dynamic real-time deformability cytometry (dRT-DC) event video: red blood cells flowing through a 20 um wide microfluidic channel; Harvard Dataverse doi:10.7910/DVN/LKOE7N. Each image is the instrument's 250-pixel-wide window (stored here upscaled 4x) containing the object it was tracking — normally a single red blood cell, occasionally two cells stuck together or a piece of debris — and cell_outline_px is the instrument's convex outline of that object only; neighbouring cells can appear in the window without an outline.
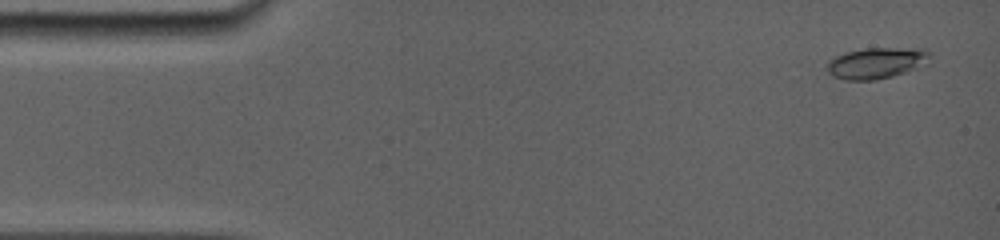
{"species": "common noctule bat (a hibernating species)", "species_latin": "Nyctalus noctula", "temperature_condition": "room temperature", "stored_images_in_passage": 33, "camera_frame_rate_fps": 5000, "um_per_image_px": 0.085, "animal": {"sex": "female", "body_mass_g": 19.0, "forearm_length_mm": 56.7}, "frame": {"image": 1, "passage_image": 2, "time_ms": 0.6, "image_size_px": [1000, 240], "cell_outline_px": [[932, 52], [928, 64], [892, 76], [876, 80], [844, 80], [832, 76], [828, 72], [828, 60], [844, 52], [864, 48], [924, 48]], "centroid_in_image_um": [74.53, 5.34], "position_along_channel_um": 10.5, "area_um2": 18.9}}
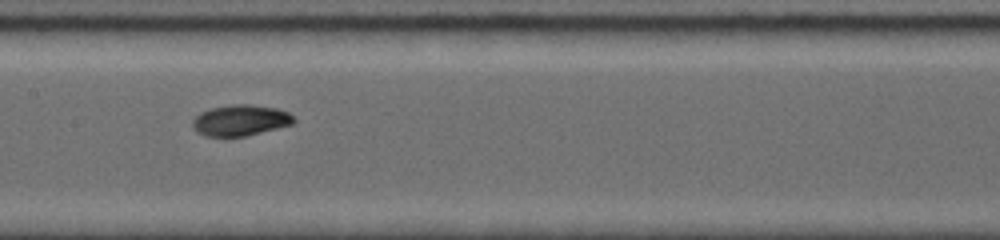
{"frame": {"image": 2, "passage_image": 15, "time_ms": 8.0, "image_size_px": [1000, 240], "cell_outline_px": [[296, 120], [292, 124], [244, 136], [204, 136], [196, 132], [192, 128], [192, 120], [200, 112], [212, 108], [232, 104], [252, 104], [276, 108], [288, 112]], "centroid_in_image_um": [20.39, 10.22], "position_along_channel_um": 187.0, "area_um2": 18.21}}
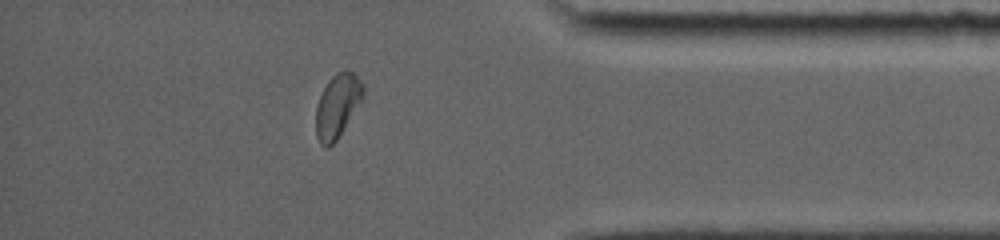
{"frame": {"image": 3, "passage_image": 28, "time_ms": 14.0, "image_size_px": [1000, 240], "cell_outline_px": [[364, 92], [360, 104], [336, 140], [328, 148], [324, 148], [320, 144], [316, 136], [316, 108], [320, 96], [328, 80], [336, 72], [352, 72], [364, 84]], "centroid_in_image_um": [28.67, 9.02], "position_along_channel_um": 406.5, "area_um2": 17.34}, "authors_computed_cell_mechanics": {"area_um2": 17.6868, "velocity_mm_per_s": 3.8639, "shape_relaxation_time_tau1_ms": 3.3854, "shape_relaxation_time_tau2_ms": 2.3085, "deformation_change_tau1": 0.1586, "deformation_change_tau2": 0.038}}